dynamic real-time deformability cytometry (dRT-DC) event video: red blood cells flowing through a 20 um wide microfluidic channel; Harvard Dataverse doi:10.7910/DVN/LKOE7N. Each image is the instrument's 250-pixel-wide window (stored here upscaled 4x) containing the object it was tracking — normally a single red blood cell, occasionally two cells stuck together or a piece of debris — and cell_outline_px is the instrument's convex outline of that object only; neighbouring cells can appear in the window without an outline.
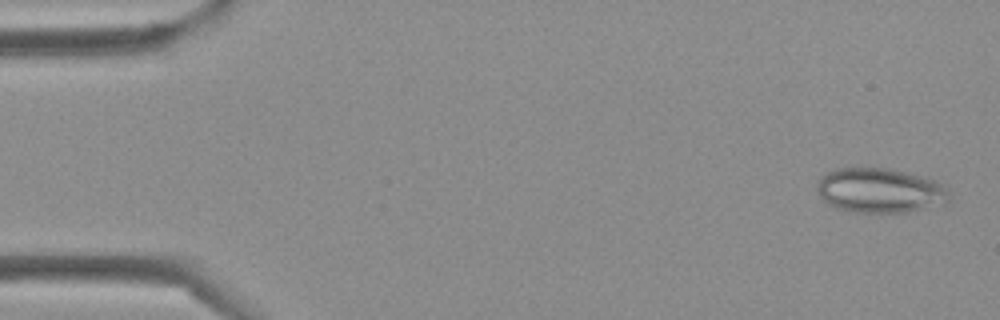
{"species": "Egyptian fruit bat (a non-hibernating species)", "species_latin": "Rousettus aegyptiacus", "temperature_condition": "cold", "stored_images_in_passage": 44, "camera_frame_rate_fps": 3000, "um_per_image_px": 0.085, "frame": {"image": 1, "passage_image": 2, "time_ms": 0.333, "image_size_px": [1000, 320], "cell_outline_px": [[948, 200], [944, 204], [908, 212], [856, 212], [836, 208], [828, 204], [820, 196], [816, 188], [816, 184], [820, 176], [836, 168], [892, 168], [924, 176], [948, 184]], "centroid_in_image_um": [74.82, 16.17], "position_along_channel_um": 10.2, "area_um2": 34.91}}
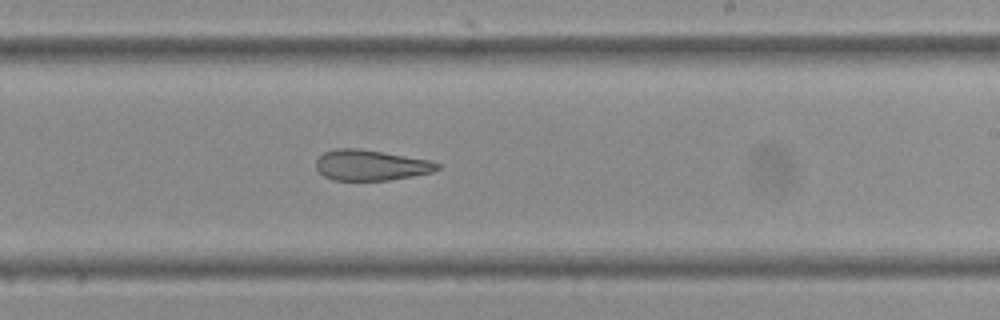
{"frame": {"image": 2, "passage_image": 26, "time_ms": 8.333, "image_size_px": [1000, 320], "cell_outline_px": [[440, 168], [432, 172], [412, 176], [388, 180], [332, 180], [324, 176], [316, 168], [316, 160], [324, 152], [336, 148], [356, 148], [432, 160], [440, 164]], "centroid_in_image_um": [31.52, 14.04], "position_along_channel_um": 257.5, "area_um2": 21.56}}
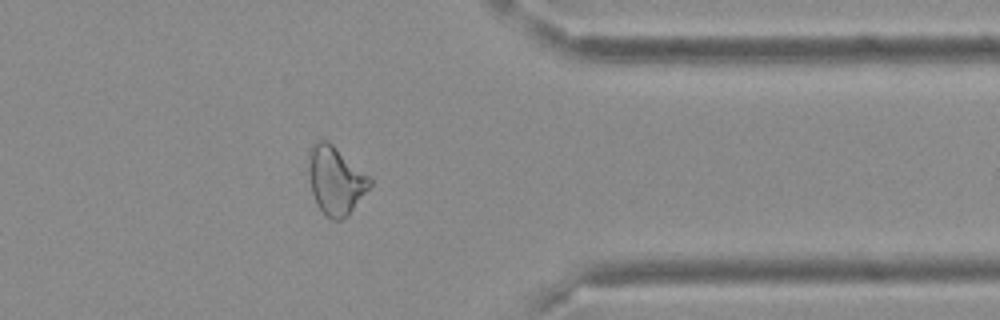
{"frame": {"image": 3, "passage_image": 35, "time_ms": 11.333, "image_size_px": [1000, 320], "cell_outline_px": [[372, 184], [348, 216], [340, 220], [332, 220], [316, 204], [312, 192], [308, 176], [308, 148], [316, 140], [328, 140], [372, 176]], "centroid_in_image_um": [28.53, 15.28], "position_along_channel_um": 382.9, "area_um2": 24.85}}